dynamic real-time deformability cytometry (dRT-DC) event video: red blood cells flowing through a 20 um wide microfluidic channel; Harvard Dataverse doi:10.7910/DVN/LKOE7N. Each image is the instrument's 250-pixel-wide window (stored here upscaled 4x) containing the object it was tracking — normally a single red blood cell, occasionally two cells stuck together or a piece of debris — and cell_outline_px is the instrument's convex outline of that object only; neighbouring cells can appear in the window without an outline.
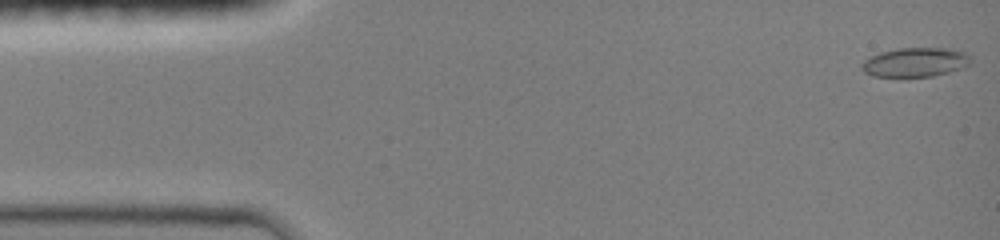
{"species": "common noctule bat (a hibernating species)", "species_latin": "Nyctalus noctula", "temperature_condition": "room temperature", "stored_images_in_passage": 53, "camera_frame_rate_fps": 3000, "um_per_image_px": 0.085, "animal": {"sex": "female", "body_mass_g": 19.0, "forearm_length_mm": 51.5}, "frame": {"image": 1, "passage_image": 1, "time_ms": 0.0, "image_size_px": [1000, 240], "cell_outline_px": [[968, 64], [964, 68], [932, 76], [900, 80], [872, 76], [864, 72], [860, 68], [864, 60], [880, 52], [900, 48], [948, 48], [964, 52], [968, 56]], "centroid_in_image_um": [77.71, 5.35], "position_along_channel_um": 7.3, "area_um2": 19.13}}
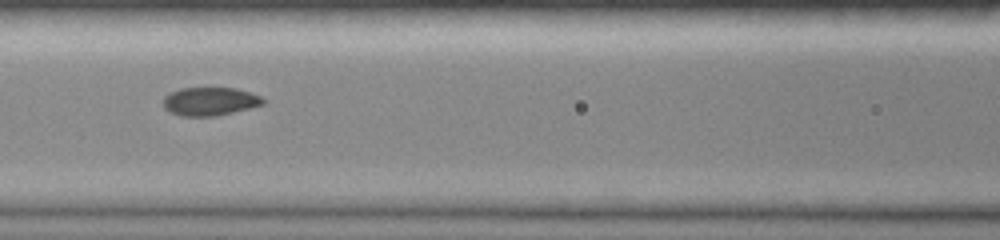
{"frame": {"image": 2, "passage_image": 22, "time_ms": 6.333, "image_size_px": [1000, 240], "cell_outline_px": [[268, 100], [264, 104], [216, 116], [180, 116], [164, 108], [164, 96], [180, 88], [236, 88], [260, 96]], "centroid_in_image_um": [17.86, 8.61], "position_along_channel_um": 148.7, "area_um2": 16.36}}
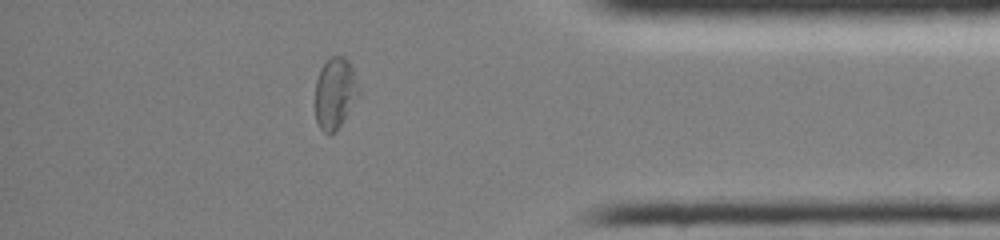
{"frame": {"image": 3, "passage_image": 45, "time_ms": 13.0, "image_size_px": [1000, 240], "cell_outline_px": [[360, 96], [336, 132], [328, 136], [320, 128], [316, 120], [316, 80], [320, 68], [332, 56], [344, 56], [348, 60], [352, 68], [360, 88]], "centroid_in_image_um": [28.5, 7.95], "position_along_channel_um": 406.7, "area_um2": 18.32}, "authors_computed_cell_mechanics": {"area_um2": 17.2822, "velocity_mm_per_s": 4.1061, "shape_relaxation_time_tau1_ms": null, "shape_relaxation_time_tau2_ms": 0.9047, "deformation_change_tau1": null, "deformation_change_tau2": 0.0489}}